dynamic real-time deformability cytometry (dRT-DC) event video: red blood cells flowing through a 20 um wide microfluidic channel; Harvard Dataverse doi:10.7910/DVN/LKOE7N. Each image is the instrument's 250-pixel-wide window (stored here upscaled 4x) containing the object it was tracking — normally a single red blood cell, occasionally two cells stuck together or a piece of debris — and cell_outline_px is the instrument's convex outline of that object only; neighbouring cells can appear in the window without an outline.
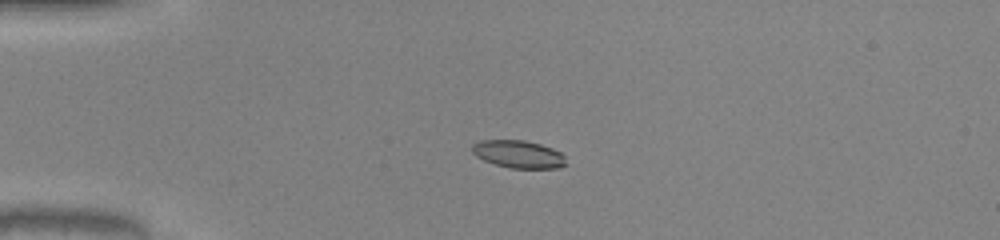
{"species": "common noctule bat (a hibernating species)", "species_latin": "Nyctalus noctula", "temperature_condition": "warm", "stored_images_in_passage": 51, "camera_frame_rate_fps": 3000, "um_per_image_px": 0.085, "animal": {"sex": "male", "body_mass_g": 20.0, "forearm_length_mm": 53.3}, "frame": {"image": 1, "passage_image": 13, "time_ms": 4.0, "image_size_px": [1000, 240], "cell_outline_px": [[568, 164], [560, 168], [512, 168], [496, 164], [484, 160], [476, 156], [472, 152], [472, 144], [480, 140], [524, 140], [540, 144], [552, 148], [560, 152], [564, 156]], "centroid_in_image_um": [44.09, 13.1], "position_along_channel_um": 40.9, "area_um2": 15.14}}
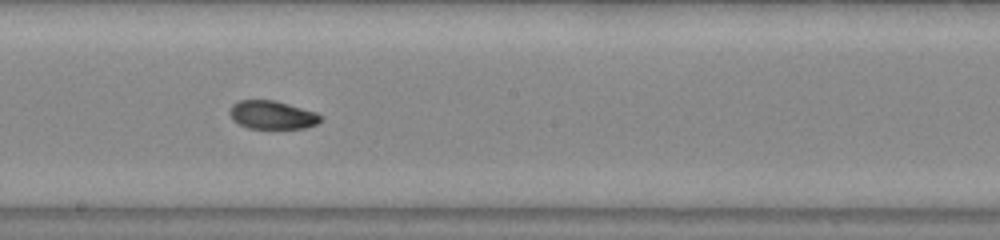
{"frame": {"image": 2, "passage_image": 29, "time_ms": 9.333, "image_size_px": [1000, 240], "cell_outline_px": [[324, 116], [316, 124], [304, 128], [248, 128], [232, 120], [228, 112], [232, 104], [240, 100], [276, 100], [316, 112]], "centroid_in_image_um": [23.12, 9.76], "position_along_channel_um": 225.1, "area_um2": 15.09}}
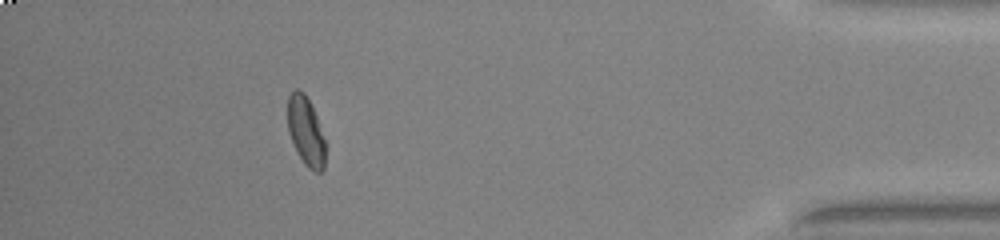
{"frame": {"image": 3, "passage_image": 46, "time_ms": 15.0, "image_size_px": [1000, 240], "cell_outline_px": [[324, 168], [320, 172], [312, 172], [304, 164], [288, 132], [288, 96], [296, 88], [304, 92], [316, 116], [324, 140]], "centroid_in_image_um": [25.98, 11.16], "position_along_channel_um": 409.2, "area_um2": 14.74}, "authors_computed_cell_mechanics": {"area_um2": 15.317, "velocity_mm_per_s": 4.1212, "shape_relaxation_time_tau1_ms": 10.3477, "shape_relaxation_time_tau2_ms": 3.439, "deformation_change_tau1": 0.2593, "deformation_change_tau2": 0.0523}}